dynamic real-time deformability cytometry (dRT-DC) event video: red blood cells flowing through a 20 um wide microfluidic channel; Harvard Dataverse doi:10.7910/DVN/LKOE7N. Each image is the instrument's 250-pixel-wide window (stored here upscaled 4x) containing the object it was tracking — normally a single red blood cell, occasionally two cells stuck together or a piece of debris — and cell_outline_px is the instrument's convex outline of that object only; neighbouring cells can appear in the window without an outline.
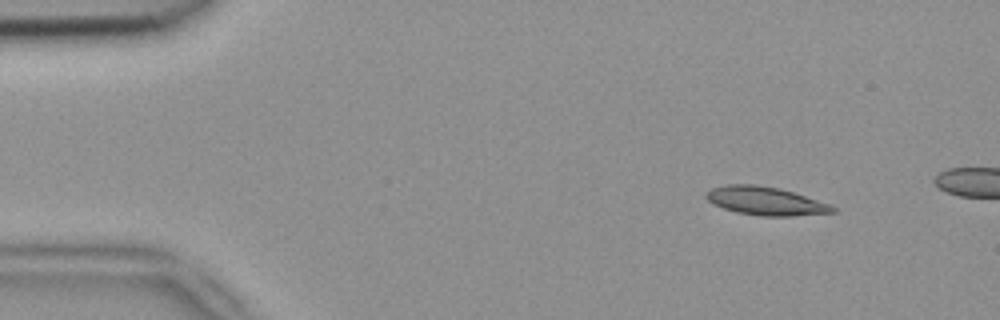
{"species": "common noctule bat (a hibernating species)", "species_latin": "Nyctalus noctula", "temperature_condition": "room temperature", "stored_images_in_passage": 5, "camera_frame_rate_fps": 3000, "um_per_image_px": 0.085, "animal": {"sex": "female", "body_mass_g": 18.4}, "frame": {"image": 1, "passage_image": 1, "time_ms": 0.0, "image_size_px": [1000, 320], "cell_outline_px": [[836, 212], [792, 216], [760, 216], [736, 212], [724, 208], [708, 200], [704, 196], [712, 188], [728, 184], [756, 184], [780, 188], [832, 204], [836, 208]], "centroid_in_image_um": [65.12, 17.08], "position_along_channel_um": 19.9, "area_um2": 20.92}}